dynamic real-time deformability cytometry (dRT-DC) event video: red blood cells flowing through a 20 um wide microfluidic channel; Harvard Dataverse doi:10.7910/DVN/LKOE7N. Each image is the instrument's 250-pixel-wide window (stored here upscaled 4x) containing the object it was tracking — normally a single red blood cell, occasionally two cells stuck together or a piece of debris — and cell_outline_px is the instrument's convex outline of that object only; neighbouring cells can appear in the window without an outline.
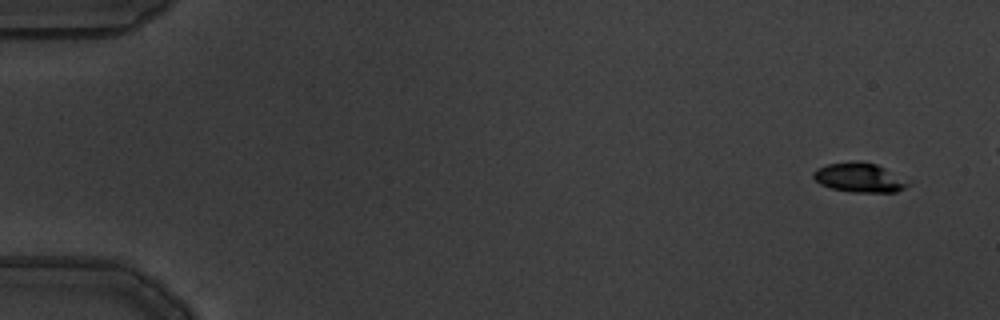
{"species": "common noctule bat (a hibernating species)", "species_latin": "Nyctalus noctula", "temperature_condition": "warm", "stored_images_in_passage": 6, "camera_frame_rate_fps": 3000, "um_per_image_px": 0.085, "animal": {"sex": "male", "body_mass_g": 19.5, "forearm_length_mm": 54.6}, "frame": {"image": 1, "passage_image": 1, "time_ms": 0.0, "image_size_px": [1000, 320], "cell_outline_px": [[916, 180], [912, 184], [896, 192], [848, 192], [832, 188], [820, 184], [812, 176], [812, 172], [816, 168], [828, 164], [876, 164]], "centroid_in_image_um": [73.19, 15.14], "position_along_channel_um": 11.8, "area_um2": 16.18}}